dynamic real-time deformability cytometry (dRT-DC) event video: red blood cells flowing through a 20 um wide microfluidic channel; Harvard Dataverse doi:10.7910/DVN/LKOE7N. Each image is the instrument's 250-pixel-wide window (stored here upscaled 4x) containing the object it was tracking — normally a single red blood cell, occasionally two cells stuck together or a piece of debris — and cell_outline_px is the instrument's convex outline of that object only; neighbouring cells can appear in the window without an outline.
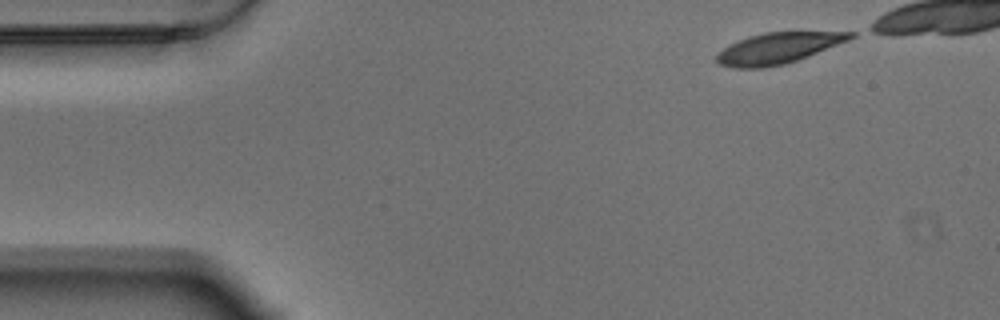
{"species": "Egyptian fruit bat (a non-hibernating species)", "species_latin": "Rousettus aegyptiacus", "temperature_condition": "warm", "stored_images_in_passage": 42, "camera_frame_rate_fps": 3000, "um_per_image_px": 0.085, "animal": {"sex": "male"}, "frame": {"image": 1, "passage_image": 1, "time_ms": 0.0, "image_size_px": [1000, 320], "cell_outline_px": [[856, 36], [848, 40], [808, 56], [784, 64], [764, 68], [732, 68], [720, 64], [716, 60], [716, 56], [724, 48], [748, 36], [764, 32], [856, 32]], "centroid_in_image_um": [66.13, 4.1], "position_along_channel_um": 18.9, "area_um2": 23.76}}
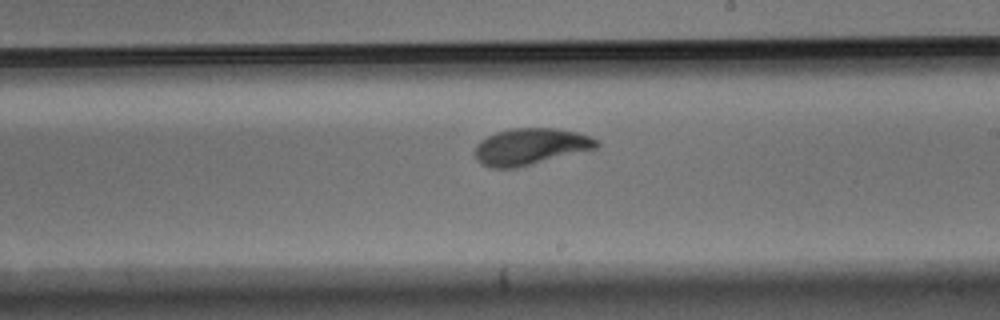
{"frame": {"image": 2, "passage_image": 28, "time_ms": 9.0, "image_size_px": [1000, 320], "cell_outline_px": [[600, 144], [596, 148], [516, 168], [492, 168], [484, 164], [476, 156], [476, 144], [480, 140], [496, 132], [512, 128], [556, 128], [576, 132], [600, 140]], "centroid_in_image_um": [45.11, 12.44], "position_along_channel_um": 243.9, "area_um2": 25.61}}
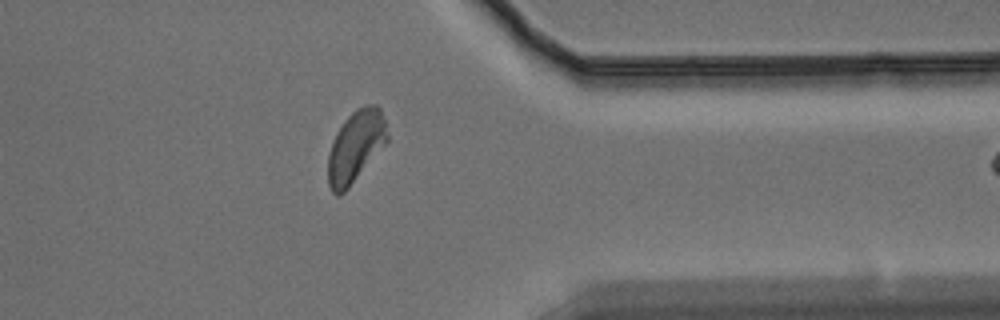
{"frame": {"image": 3, "passage_image": 41, "time_ms": 13.333, "image_size_px": [1000, 320], "cell_outline_px": [[388, 140], [348, 188], [340, 196], [336, 196], [332, 192], [328, 184], [328, 152], [332, 140], [336, 132], [344, 120], [356, 108], [364, 104], [376, 104], [380, 108], [384, 120], [388, 136]], "centroid_in_image_um": [30.2, 12.43], "position_along_channel_um": 381.2, "area_um2": 24.68}}